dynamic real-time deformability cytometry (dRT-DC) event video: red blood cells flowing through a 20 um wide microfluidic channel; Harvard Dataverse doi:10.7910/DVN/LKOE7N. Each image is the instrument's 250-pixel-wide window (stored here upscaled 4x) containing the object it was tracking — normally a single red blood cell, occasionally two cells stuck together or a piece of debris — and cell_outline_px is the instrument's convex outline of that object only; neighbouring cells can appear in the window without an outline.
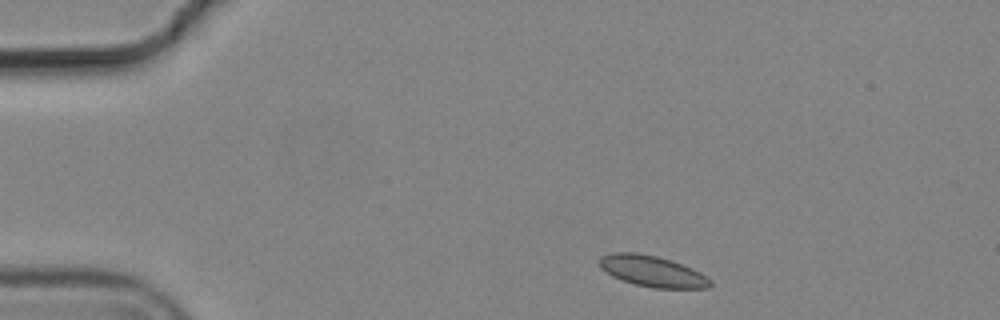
{"species": "common noctule bat (a hibernating species)", "species_latin": "Nyctalus noctula", "temperature_condition": "cold", "stored_images_in_passage": 3, "camera_frame_rate_fps": 3000, "um_per_image_px": 0.085, "animal": {"sex": "male", "body_mass_g": 19.2, "forearm_length_mm": 51.8}, "frame": {"image": 1, "passage_image": 1, "time_ms": 0.0, "image_size_px": [1000, 320], "cell_outline_px": [[712, 284], [708, 288], [652, 288], [636, 284], [612, 276], [600, 268], [600, 256], [612, 252], [636, 252], [656, 256], [672, 260], [692, 268], [700, 272], [712, 280]], "centroid_in_image_um": [55.46, 23.05], "position_along_channel_um": 29.5, "area_um2": 20.06}}